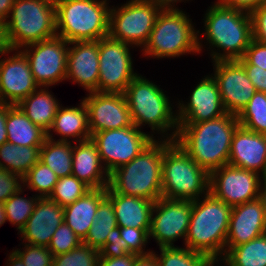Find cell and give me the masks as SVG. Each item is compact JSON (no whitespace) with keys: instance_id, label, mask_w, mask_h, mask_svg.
<instances>
[{"instance_id":"ab89813d","label":"cell","mask_w":266,"mask_h":266,"mask_svg":"<svg viewBox=\"0 0 266 266\" xmlns=\"http://www.w3.org/2000/svg\"><path fill=\"white\" fill-rule=\"evenodd\" d=\"M81 243L82 240L65 222H63L55 230L47 248L51 251L53 256H58L71 251Z\"/></svg>"},{"instance_id":"ac0fdd59","label":"cell","mask_w":266,"mask_h":266,"mask_svg":"<svg viewBox=\"0 0 266 266\" xmlns=\"http://www.w3.org/2000/svg\"><path fill=\"white\" fill-rule=\"evenodd\" d=\"M12 52V56L0 58V103L18 105L39 85L25 54L20 49H12Z\"/></svg>"},{"instance_id":"94428289","label":"cell","mask_w":266,"mask_h":266,"mask_svg":"<svg viewBox=\"0 0 266 266\" xmlns=\"http://www.w3.org/2000/svg\"><path fill=\"white\" fill-rule=\"evenodd\" d=\"M49 1H51V2H53V3H56V2H58V1H60V0H49Z\"/></svg>"},{"instance_id":"836d02e7","label":"cell","mask_w":266,"mask_h":266,"mask_svg":"<svg viewBox=\"0 0 266 266\" xmlns=\"http://www.w3.org/2000/svg\"><path fill=\"white\" fill-rule=\"evenodd\" d=\"M237 118L244 128L266 135V93L256 91Z\"/></svg>"},{"instance_id":"9a60e30c","label":"cell","mask_w":266,"mask_h":266,"mask_svg":"<svg viewBox=\"0 0 266 266\" xmlns=\"http://www.w3.org/2000/svg\"><path fill=\"white\" fill-rule=\"evenodd\" d=\"M261 175L244 168L225 165L210 173L209 192L234 207L259 198Z\"/></svg>"},{"instance_id":"db71d44e","label":"cell","mask_w":266,"mask_h":266,"mask_svg":"<svg viewBox=\"0 0 266 266\" xmlns=\"http://www.w3.org/2000/svg\"><path fill=\"white\" fill-rule=\"evenodd\" d=\"M12 53V49L8 48L5 38L4 23L0 21V55L4 56Z\"/></svg>"},{"instance_id":"f35d334b","label":"cell","mask_w":266,"mask_h":266,"mask_svg":"<svg viewBox=\"0 0 266 266\" xmlns=\"http://www.w3.org/2000/svg\"><path fill=\"white\" fill-rule=\"evenodd\" d=\"M99 251L81 243L71 251L54 256L52 266H98Z\"/></svg>"},{"instance_id":"8fae6325","label":"cell","mask_w":266,"mask_h":266,"mask_svg":"<svg viewBox=\"0 0 266 266\" xmlns=\"http://www.w3.org/2000/svg\"><path fill=\"white\" fill-rule=\"evenodd\" d=\"M156 137L143 132L135 125L122 129L96 132L91 140L97 145L102 163L110 174L116 168L129 163Z\"/></svg>"},{"instance_id":"603a6c76","label":"cell","mask_w":266,"mask_h":266,"mask_svg":"<svg viewBox=\"0 0 266 266\" xmlns=\"http://www.w3.org/2000/svg\"><path fill=\"white\" fill-rule=\"evenodd\" d=\"M64 222V207L48 197L39 198L34 212L18 233L23 242L48 247L55 230Z\"/></svg>"},{"instance_id":"8d00e7d4","label":"cell","mask_w":266,"mask_h":266,"mask_svg":"<svg viewBox=\"0 0 266 266\" xmlns=\"http://www.w3.org/2000/svg\"><path fill=\"white\" fill-rule=\"evenodd\" d=\"M57 182V175L39 160L23 177V188L35 191L40 198L49 197Z\"/></svg>"},{"instance_id":"680465c9","label":"cell","mask_w":266,"mask_h":266,"mask_svg":"<svg viewBox=\"0 0 266 266\" xmlns=\"http://www.w3.org/2000/svg\"><path fill=\"white\" fill-rule=\"evenodd\" d=\"M220 262V263H219ZM218 263V264H217ZM224 265H222V264ZM216 264V265H215ZM219 264H221L220 266H229L222 258H210L204 266H219Z\"/></svg>"},{"instance_id":"11a10c76","label":"cell","mask_w":266,"mask_h":266,"mask_svg":"<svg viewBox=\"0 0 266 266\" xmlns=\"http://www.w3.org/2000/svg\"><path fill=\"white\" fill-rule=\"evenodd\" d=\"M159 7L161 8V10H181L178 7H176L177 5H175L177 2H188L189 0H154Z\"/></svg>"},{"instance_id":"c3c4849f","label":"cell","mask_w":266,"mask_h":266,"mask_svg":"<svg viewBox=\"0 0 266 266\" xmlns=\"http://www.w3.org/2000/svg\"><path fill=\"white\" fill-rule=\"evenodd\" d=\"M224 6L240 9L251 13L258 8L265 0H218Z\"/></svg>"},{"instance_id":"484cf974","label":"cell","mask_w":266,"mask_h":266,"mask_svg":"<svg viewBox=\"0 0 266 266\" xmlns=\"http://www.w3.org/2000/svg\"><path fill=\"white\" fill-rule=\"evenodd\" d=\"M106 196L112 201L119 227L150 229L155 201L143 197L117 194L109 186L106 187Z\"/></svg>"},{"instance_id":"6da1fadb","label":"cell","mask_w":266,"mask_h":266,"mask_svg":"<svg viewBox=\"0 0 266 266\" xmlns=\"http://www.w3.org/2000/svg\"><path fill=\"white\" fill-rule=\"evenodd\" d=\"M239 125L237 115L231 113L198 123H180L175 142L210 174L228 165L232 137Z\"/></svg>"},{"instance_id":"74e56055","label":"cell","mask_w":266,"mask_h":266,"mask_svg":"<svg viewBox=\"0 0 266 266\" xmlns=\"http://www.w3.org/2000/svg\"><path fill=\"white\" fill-rule=\"evenodd\" d=\"M90 190L91 188L88 185L80 181L76 176L70 175L58 178V182L48 198L65 207L74 203Z\"/></svg>"},{"instance_id":"d4e9b609","label":"cell","mask_w":266,"mask_h":266,"mask_svg":"<svg viewBox=\"0 0 266 266\" xmlns=\"http://www.w3.org/2000/svg\"><path fill=\"white\" fill-rule=\"evenodd\" d=\"M55 133L60 139L53 138ZM47 138L55 141L82 142L91 139L88 123V112L83 99L78 106H59L53 124L47 132ZM73 140L70 141V139Z\"/></svg>"},{"instance_id":"9f6ffc18","label":"cell","mask_w":266,"mask_h":266,"mask_svg":"<svg viewBox=\"0 0 266 266\" xmlns=\"http://www.w3.org/2000/svg\"><path fill=\"white\" fill-rule=\"evenodd\" d=\"M259 199L266 215V175L262 176L259 183Z\"/></svg>"},{"instance_id":"91938a15","label":"cell","mask_w":266,"mask_h":266,"mask_svg":"<svg viewBox=\"0 0 266 266\" xmlns=\"http://www.w3.org/2000/svg\"><path fill=\"white\" fill-rule=\"evenodd\" d=\"M7 221V217H6V213H5V209H4V205L3 203H0V227L6 223Z\"/></svg>"},{"instance_id":"7a4b0ae2","label":"cell","mask_w":266,"mask_h":266,"mask_svg":"<svg viewBox=\"0 0 266 266\" xmlns=\"http://www.w3.org/2000/svg\"><path fill=\"white\" fill-rule=\"evenodd\" d=\"M203 20L202 36L212 62L239 60L244 56L253 39L249 12L224 6L217 0L206 10Z\"/></svg>"},{"instance_id":"30bf717a","label":"cell","mask_w":266,"mask_h":266,"mask_svg":"<svg viewBox=\"0 0 266 266\" xmlns=\"http://www.w3.org/2000/svg\"><path fill=\"white\" fill-rule=\"evenodd\" d=\"M160 12L154 0H129L120 7L111 6L108 36L143 49Z\"/></svg>"},{"instance_id":"e0dca14e","label":"cell","mask_w":266,"mask_h":266,"mask_svg":"<svg viewBox=\"0 0 266 266\" xmlns=\"http://www.w3.org/2000/svg\"><path fill=\"white\" fill-rule=\"evenodd\" d=\"M91 136L100 131L133 126L123 93L92 92L83 98Z\"/></svg>"},{"instance_id":"4316f807","label":"cell","mask_w":266,"mask_h":266,"mask_svg":"<svg viewBox=\"0 0 266 266\" xmlns=\"http://www.w3.org/2000/svg\"><path fill=\"white\" fill-rule=\"evenodd\" d=\"M106 197V188L91 189L74 203L64 207V222L83 241L95 221L100 202Z\"/></svg>"},{"instance_id":"7dc6e473","label":"cell","mask_w":266,"mask_h":266,"mask_svg":"<svg viewBox=\"0 0 266 266\" xmlns=\"http://www.w3.org/2000/svg\"><path fill=\"white\" fill-rule=\"evenodd\" d=\"M242 65L256 91L266 93V70L252 64Z\"/></svg>"},{"instance_id":"e575fe53","label":"cell","mask_w":266,"mask_h":266,"mask_svg":"<svg viewBox=\"0 0 266 266\" xmlns=\"http://www.w3.org/2000/svg\"><path fill=\"white\" fill-rule=\"evenodd\" d=\"M24 188L19 190L16 194L11 195L4 203V209L7 217V221H9L12 225H16V229L18 233L27 223L29 217L34 212L35 205L40 198L36 194L32 197L20 196L23 195Z\"/></svg>"},{"instance_id":"b9f144b4","label":"cell","mask_w":266,"mask_h":266,"mask_svg":"<svg viewBox=\"0 0 266 266\" xmlns=\"http://www.w3.org/2000/svg\"><path fill=\"white\" fill-rule=\"evenodd\" d=\"M150 229H137L134 227H120V236L127 242V251L138 256L151 254L153 250H146L149 242Z\"/></svg>"},{"instance_id":"2e32d148","label":"cell","mask_w":266,"mask_h":266,"mask_svg":"<svg viewBox=\"0 0 266 266\" xmlns=\"http://www.w3.org/2000/svg\"><path fill=\"white\" fill-rule=\"evenodd\" d=\"M213 63L216 80L224 109L238 115L256 92L244 66L238 60Z\"/></svg>"},{"instance_id":"1f68e13d","label":"cell","mask_w":266,"mask_h":266,"mask_svg":"<svg viewBox=\"0 0 266 266\" xmlns=\"http://www.w3.org/2000/svg\"><path fill=\"white\" fill-rule=\"evenodd\" d=\"M229 266H266V233L233 248L222 258Z\"/></svg>"},{"instance_id":"d590c367","label":"cell","mask_w":266,"mask_h":266,"mask_svg":"<svg viewBox=\"0 0 266 266\" xmlns=\"http://www.w3.org/2000/svg\"><path fill=\"white\" fill-rule=\"evenodd\" d=\"M160 254L154 251L158 266H204L210 259L206 255L185 247H160Z\"/></svg>"},{"instance_id":"9c48e42d","label":"cell","mask_w":266,"mask_h":266,"mask_svg":"<svg viewBox=\"0 0 266 266\" xmlns=\"http://www.w3.org/2000/svg\"><path fill=\"white\" fill-rule=\"evenodd\" d=\"M210 174L175 141L165 146L162 162V197L194 201L209 193Z\"/></svg>"},{"instance_id":"ffe728a7","label":"cell","mask_w":266,"mask_h":266,"mask_svg":"<svg viewBox=\"0 0 266 266\" xmlns=\"http://www.w3.org/2000/svg\"><path fill=\"white\" fill-rule=\"evenodd\" d=\"M70 79L87 93L98 91L99 40L69 43L66 80Z\"/></svg>"},{"instance_id":"4dcf8cb0","label":"cell","mask_w":266,"mask_h":266,"mask_svg":"<svg viewBox=\"0 0 266 266\" xmlns=\"http://www.w3.org/2000/svg\"><path fill=\"white\" fill-rule=\"evenodd\" d=\"M73 142L46 138L40 148V161L48 166L58 178L72 175Z\"/></svg>"},{"instance_id":"ee69618b","label":"cell","mask_w":266,"mask_h":266,"mask_svg":"<svg viewBox=\"0 0 266 266\" xmlns=\"http://www.w3.org/2000/svg\"><path fill=\"white\" fill-rule=\"evenodd\" d=\"M23 188V178L18 174L0 168V203Z\"/></svg>"},{"instance_id":"277c9868","label":"cell","mask_w":266,"mask_h":266,"mask_svg":"<svg viewBox=\"0 0 266 266\" xmlns=\"http://www.w3.org/2000/svg\"><path fill=\"white\" fill-rule=\"evenodd\" d=\"M231 210V206L210 192L192 201L190 223L183 244L208 258H223Z\"/></svg>"},{"instance_id":"681fc988","label":"cell","mask_w":266,"mask_h":266,"mask_svg":"<svg viewBox=\"0 0 266 266\" xmlns=\"http://www.w3.org/2000/svg\"><path fill=\"white\" fill-rule=\"evenodd\" d=\"M138 255L127 253L122 257L106 258L100 257L98 266H133Z\"/></svg>"},{"instance_id":"7c38bea8","label":"cell","mask_w":266,"mask_h":266,"mask_svg":"<svg viewBox=\"0 0 266 266\" xmlns=\"http://www.w3.org/2000/svg\"><path fill=\"white\" fill-rule=\"evenodd\" d=\"M131 48L135 47L109 36L99 40L98 92L123 93L138 75L133 70Z\"/></svg>"},{"instance_id":"f5cc1de1","label":"cell","mask_w":266,"mask_h":266,"mask_svg":"<svg viewBox=\"0 0 266 266\" xmlns=\"http://www.w3.org/2000/svg\"><path fill=\"white\" fill-rule=\"evenodd\" d=\"M14 0H0V21L5 22L8 18Z\"/></svg>"},{"instance_id":"ba28073f","label":"cell","mask_w":266,"mask_h":266,"mask_svg":"<svg viewBox=\"0 0 266 266\" xmlns=\"http://www.w3.org/2000/svg\"><path fill=\"white\" fill-rule=\"evenodd\" d=\"M4 29L9 49H21L57 36L55 3L49 0H14Z\"/></svg>"},{"instance_id":"60d3db41","label":"cell","mask_w":266,"mask_h":266,"mask_svg":"<svg viewBox=\"0 0 266 266\" xmlns=\"http://www.w3.org/2000/svg\"><path fill=\"white\" fill-rule=\"evenodd\" d=\"M22 244L24 247L22 246V248L20 247V249L15 248L13 249V251L20 257L24 265L52 266L54 256L47 247L31 245L24 242H22Z\"/></svg>"},{"instance_id":"83f0119b","label":"cell","mask_w":266,"mask_h":266,"mask_svg":"<svg viewBox=\"0 0 266 266\" xmlns=\"http://www.w3.org/2000/svg\"><path fill=\"white\" fill-rule=\"evenodd\" d=\"M49 87H38L33 93L22 100L18 106L25 115L46 133L51 128L57 110L61 105Z\"/></svg>"},{"instance_id":"44dd1931","label":"cell","mask_w":266,"mask_h":266,"mask_svg":"<svg viewBox=\"0 0 266 266\" xmlns=\"http://www.w3.org/2000/svg\"><path fill=\"white\" fill-rule=\"evenodd\" d=\"M228 164L266 175V135L239 125L232 137Z\"/></svg>"},{"instance_id":"3957f363","label":"cell","mask_w":266,"mask_h":266,"mask_svg":"<svg viewBox=\"0 0 266 266\" xmlns=\"http://www.w3.org/2000/svg\"><path fill=\"white\" fill-rule=\"evenodd\" d=\"M123 94L133 125L140 130L148 125L152 130L150 133L160 134L161 140L175 141L179 128L177 111H173L174 106L163 89L138 74Z\"/></svg>"},{"instance_id":"bcb514c9","label":"cell","mask_w":266,"mask_h":266,"mask_svg":"<svg viewBox=\"0 0 266 266\" xmlns=\"http://www.w3.org/2000/svg\"><path fill=\"white\" fill-rule=\"evenodd\" d=\"M253 39L266 44V0L251 13Z\"/></svg>"},{"instance_id":"d6986e66","label":"cell","mask_w":266,"mask_h":266,"mask_svg":"<svg viewBox=\"0 0 266 266\" xmlns=\"http://www.w3.org/2000/svg\"><path fill=\"white\" fill-rule=\"evenodd\" d=\"M188 102L178 100L177 121L198 123L212 120L227 112L224 109L216 80L208 74L202 77L189 96ZM187 103V104H186Z\"/></svg>"},{"instance_id":"816d5d0a","label":"cell","mask_w":266,"mask_h":266,"mask_svg":"<svg viewBox=\"0 0 266 266\" xmlns=\"http://www.w3.org/2000/svg\"><path fill=\"white\" fill-rule=\"evenodd\" d=\"M133 266H158L156 257L151 253L145 256H138Z\"/></svg>"},{"instance_id":"5bb4252c","label":"cell","mask_w":266,"mask_h":266,"mask_svg":"<svg viewBox=\"0 0 266 266\" xmlns=\"http://www.w3.org/2000/svg\"><path fill=\"white\" fill-rule=\"evenodd\" d=\"M192 201L159 198L155 201L152 215L150 238L160 247H174L177 239L185 238L188 232Z\"/></svg>"},{"instance_id":"cb8c5ba5","label":"cell","mask_w":266,"mask_h":266,"mask_svg":"<svg viewBox=\"0 0 266 266\" xmlns=\"http://www.w3.org/2000/svg\"><path fill=\"white\" fill-rule=\"evenodd\" d=\"M72 175L91 189L108 187L110 174L102 163L97 145L91 139L73 143Z\"/></svg>"},{"instance_id":"f1b7e54d","label":"cell","mask_w":266,"mask_h":266,"mask_svg":"<svg viewBox=\"0 0 266 266\" xmlns=\"http://www.w3.org/2000/svg\"><path fill=\"white\" fill-rule=\"evenodd\" d=\"M7 142L19 146H42L47 133L36 126L18 105H9L6 119Z\"/></svg>"},{"instance_id":"7402d4cb","label":"cell","mask_w":266,"mask_h":266,"mask_svg":"<svg viewBox=\"0 0 266 266\" xmlns=\"http://www.w3.org/2000/svg\"><path fill=\"white\" fill-rule=\"evenodd\" d=\"M266 233V215L259 198L232 207L225 248H233Z\"/></svg>"},{"instance_id":"52a82bcc","label":"cell","mask_w":266,"mask_h":266,"mask_svg":"<svg viewBox=\"0 0 266 266\" xmlns=\"http://www.w3.org/2000/svg\"><path fill=\"white\" fill-rule=\"evenodd\" d=\"M109 0H60L55 3L57 36L67 42L94 41L109 34Z\"/></svg>"},{"instance_id":"4fadbf2b","label":"cell","mask_w":266,"mask_h":266,"mask_svg":"<svg viewBox=\"0 0 266 266\" xmlns=\"http://www.w3.org/2000/svg\"><path fill=\"white\" fill-rule=\"evenodd\" d=\"M68 45L69 42L55 36L20 49L27 57L39 87H50L66 81Z\"/></svg>"},{"instance_id":"f907efd6","label":"cell","mask_w":266,"mask_h":266,"mask_svg":"<svg viewBox=\"0 0 266 266\" xmlns=\"http://www.w3.org/2000/svg\"><path fill=\"white\" fill-rule=\"evenodd\" d=\"M9 104L0 103V145L7 142L6 119Z\"/></svg>"},{"instance_id":"f546056e","label":"cell","mask_w":266,"mask_h":266,"mask_svg":"<svg viewBox=\"0 0 266 266\" xmlns=\"http://www.w3.org/2000/svg\"><path fill=\"white\" fill-rule=\"evenodd\" d=\"M41 146H19L10 142L0 145V168L22 178L40 160Z\"/></svg>"},{"instance_id":"6f0895ef","label":"cell","mask_w":266,"mask_h":266,"mask_svg":"<svg viewBox=\"0 0 266 266\" xmlns=\"http://www.w3.org/2000/svg\"><path fill=\"white\" fill-rule=\"evenodd\" d=\"M6 261V266H26L23 264V261L13 250L8 254V259Z\"/></svg>"},{"instance_id":"7bdbcfd3","label":"cell","mask_w":266,"mask_h":266,"mask_svg":"<svg viewBox=\"0 0 266 266\" xmlns=\"http://www.w3.org/2000/svg\"><path fill=\"white\" fill-rule=\"evenodd\" d=\"M129 253L127 251V242L120 236V227L112 229L107 238L105 245L99 251L100 257L116 258L122 257Z\"/></svg>"},{"instance_id":"5b68a950","label":"cell","mask_w":266,"mask_h":266,"mask_svg":"<svg viewBox=\"0 0 266 266\" xmlns=\"http://www.w3.org/2000/svg\"><path fill=\"white\" fill-rule=\"evenodd\" d=\"M171 140L154 139L129 163L109 175V187L117 194L157 201L162 197V162Z\"/></svg>"},{"instance_id":"8992f818","label":"cell","mask_w":266,"mask_h":266,"mask_svg":"<svg viewBox=\"0 0 266 266\" xmlns=\"http://www.w3.org/2000/svg\"><path fill=\"white\" fill-rule=\"evenodd\" d=\"M190 16L183 10H161L142 55L152 58H175L200 54L204 48L200 31L195 30Z\"/></svg>"},{"instance_id":"d6a6232c","label":"cell","mask_w":266,"mask_h":266,"mask_svg":"<svg viewBox=\"0 0 266 266\" xmlns=\"http://www.w3.org/2000/svg\"><path fill=\"white\" fill-rule=\"evenodd\" d=\"M117 226L112 201L106 196L100 202L95 221L82 243L100 251L106 243L109 232Z\"/></svg>"},{"instance_id":"f6af8a7d","label":"cell","mask_w":266,"mask_h":266,"mask_svg":"<svg viewBox=\"0 0 266 266\" xmlns=\"http://www.w3.org/2000/svg\"><path fill=\"white\" fill-rule=\"evenodd\" d=\"M238 61L241 64H252L266 70V44L252 39L244 56Z\"/></svg>"}]
</instances>
